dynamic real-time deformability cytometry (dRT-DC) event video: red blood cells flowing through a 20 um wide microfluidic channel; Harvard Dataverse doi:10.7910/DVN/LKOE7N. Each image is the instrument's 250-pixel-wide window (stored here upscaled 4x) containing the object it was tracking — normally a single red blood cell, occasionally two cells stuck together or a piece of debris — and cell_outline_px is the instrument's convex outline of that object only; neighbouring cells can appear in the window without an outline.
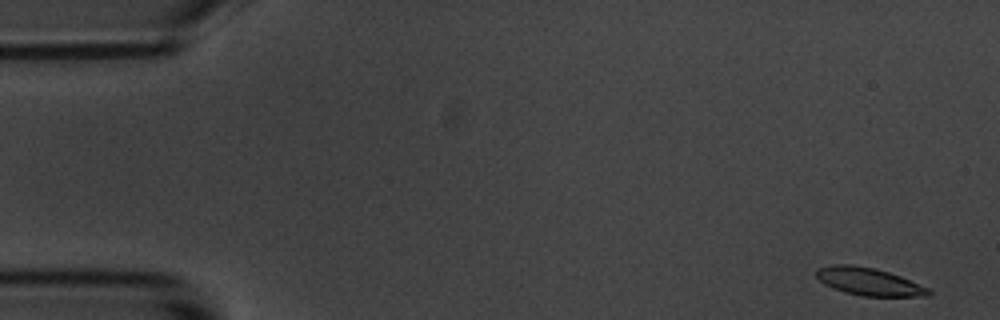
{"species": "common noctule bat (a hibernating species)", "species_latin": "Nyctalus noctula", "temperature_condition": "room temperature", "stored_images_in_passage": 54, "camera_frame_rate_fps": 3000, "um_per_image_px": 0.085, "animal": {"sex": "male", "body_mass_g": 20.1, "forearm_length_mm": 53.5}, "frame": {"image": 1, "passage_image": 1, "time_ms": 0.0, "image_size_px": [1000, 320], "cell_outline_px": [[932, 296], [860, 296], [844, 292], [824, 284], [816, 276], [816, 268], [832, 264], [852, 264], [876, 268], [900, 276], [928, 288], [932, 292]], "centroid_in_image_um": [73.83, 23.93], "position_along_channel_um": 11.2, "area_um2": 18.15}}
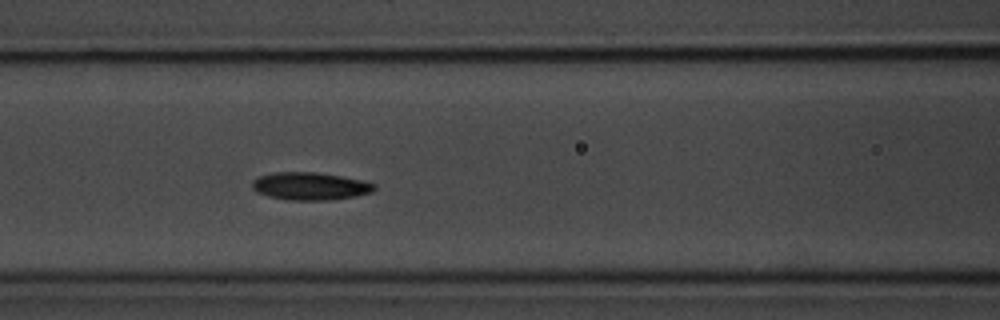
{"frame": {"image": 2, "passage_image": 22, "time_ms": 7.0, "image_size_px": [1000, 320], "cell_outline_px": [[376, 188], [372, 192], [356, 196], [332, 200], [288, 200], [268, 196], [256, 192], [252, 188], [252, 180], [260, 176], [276, 172], [316, 172], [340, 176], [360, 180], [376, 184]], "centroid_in_image_um": [26.35, 15.83], "position_along_channel_um": 140.2, "area_um2": 19.71}}
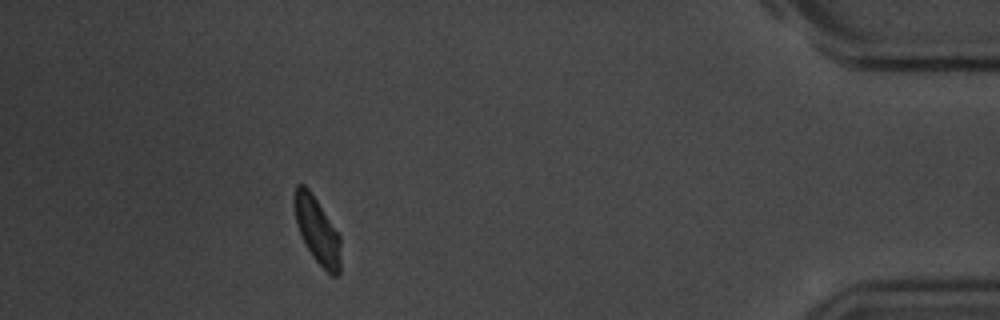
{"frame": {"image": 3, "passage_image": 49, "time_ms": 16.0, "image_size_px": [1000, 320], "cell_outline_px": [[340, 272], [336, 276], [332, 276], [312, 256], [296, 224], [292, 196], [296, 184], [304, 184], [308, 188], [340, 236]], "centroid_in_image_um": [26.93, 19.55], "position_along_channel_um": 408.3, "area_um2": 17.63}, "authors_computed_cell_mechanics": {"area_um2": 18.7272, "velocity_mm_per_s": 3.5882, "shape_relaxation_time_tau1_ms": 1.958, "shape_relaxation_time_tau2_ms": 3.8372, "deformation_change_tau1": 0.0915, "deformation_change_tau2": 0.0914}}